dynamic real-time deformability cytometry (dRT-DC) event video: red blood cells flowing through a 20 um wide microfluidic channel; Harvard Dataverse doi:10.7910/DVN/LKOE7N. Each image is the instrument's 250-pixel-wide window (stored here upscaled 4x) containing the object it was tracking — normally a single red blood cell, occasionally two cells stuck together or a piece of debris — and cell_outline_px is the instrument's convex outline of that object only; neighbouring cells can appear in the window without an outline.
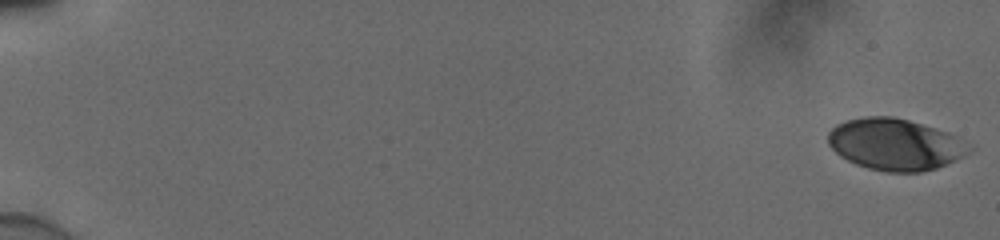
{"species": "human", "species_latin": "Homo sapiens", "temperature_condition": "cold", "stored_images_in_passage": 55, "camera_frame_rate_fps": 3000, "um_per_image_px": 0.085, "donor": {"sex": "male"}, "frame": {"image": 1, "passage_image": 1, "time_ms": 0.0, "image_size_px": [1000, 240], "cell_outline_px": [[972, 148], [968, 152], [936, 168], [920, 172], [884, 172], [868, 168], [856, 164], [840, 156], [828, 144], [828, 132], [836, 124], [848, 120], [864, 116], [892, 116], [908, 120], [948, 132]], "centroid_in_image_um": [76.02, 12.27], "position_along_channel_um": 9.0, "area_um2": 41.85}}
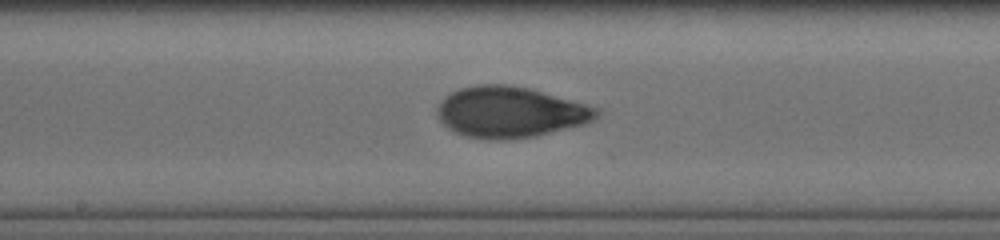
{"frame": {"image": 2, "passage_image": 32, "time_ms": 10.333, "image_size_px": [1000, 240], "cell_outline_px": [[600, 116], [584, 124], [536, 136], [504, 140], [488, 140], [464, 136], [448, 128], [440, 120], [436, 112], [436, 108], [440, 100], [444, 96], [460, 88], [480, 84], [508, 84], [528, 88], [600, 108]], "centroid_in_image_um": [43.34, 9.54], "position_along_channel_um": 204.9, "area_um2": 47.45}}
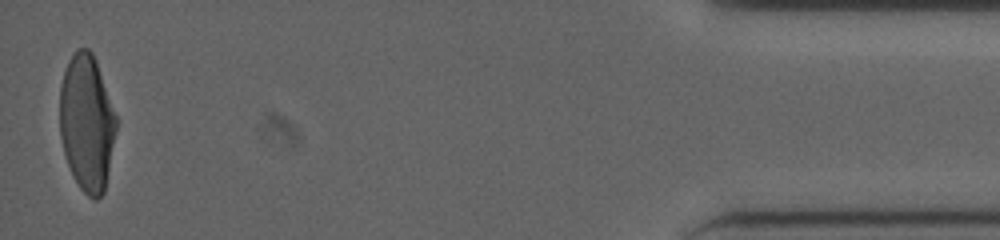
{"frame": {"image": 3, "passage_image": 55, "time_ms": 18.0, "image_size_px": [1000, 240], "cell_outline_px": [[116, 132], [104, 192], [96, 200], [88, 196], [80, 188], [72, 176], [64, 152], [60, 136], [60, 88], [64, 72], [68, 60], [76, 48], [88, 48], [92, 52], [96, 60], [116, 116]], "centroid_in_image_um": [7.37, 10.43], "position_along_channel_um": 427.8, "area_um2": 44.8}, "authors_computed_cell_mechanics": {"area_um2": 44.9684, "velocity_mm_per_s": 3.876, "shape_relaxation_time_tau1_ms": 5.7923, "shape_relaxation_time_tau2_ms": 1.17, "deformation_change_tau1": 0.2077, "deformation_change_tau2": 0.0593}}